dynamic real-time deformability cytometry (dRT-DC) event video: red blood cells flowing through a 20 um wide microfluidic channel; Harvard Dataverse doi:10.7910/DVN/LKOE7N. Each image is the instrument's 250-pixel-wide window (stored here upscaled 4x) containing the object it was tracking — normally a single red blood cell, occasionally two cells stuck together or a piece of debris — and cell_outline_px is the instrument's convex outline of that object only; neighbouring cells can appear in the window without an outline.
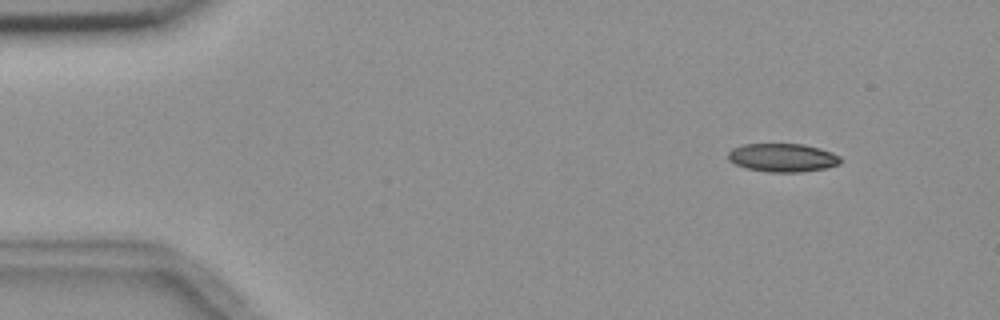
{"species": "common noctule bat (a hibernating species)", "species_latin": "Nyctalus noctula", "temperature_condition": "room temperature", "stored_images_in_passage": 6, "camera_frame_rate_fps": 3000, "um_per_image_px": 0.085, "animal": {"sex": "female", "body_mass_g": 18.4}, "frame": {"image": 1, "passage_image": 2, "time_ms": 1.0, "image_size_px": [1000, 320], "cell_outline_px": [[840, 164], [824, 168], [800, 172], [768, 172], [744, 168], [728, 160], [728, 152], [732, 148], [744, 144], [804, 144], [820, 148], [832, 152], [840, 156]], "centroid_in_image_um": [66.5, 13.4], "position_along_channel_um": 18.5, "area_um2": 18.67}}
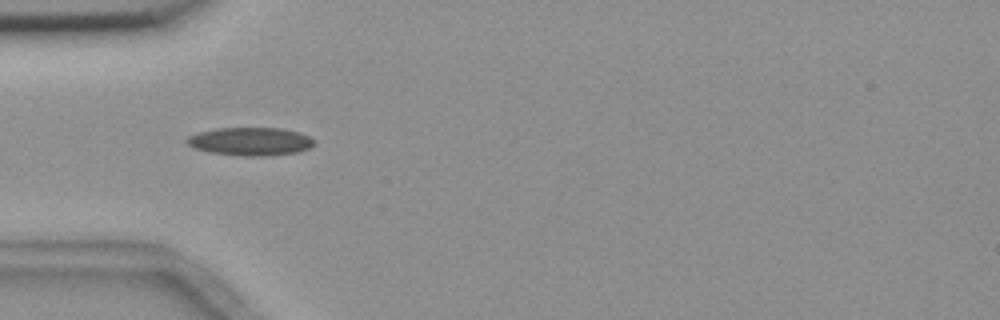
{"frame": {"image": 2, "passage_image": 5, "time_ms": 4.667, "image_size_px": [1000, 320], "cell_outline_px": [[316, 144], [308, 148], [296, 152], [264, 156], [244, 156], [208, 152], [196, 148], [188, 144], [184, 140], [188, 136], [196, 132], [216, 128], [280, 128], [300, 132], [316, 140]], "centroid_in_image_um": [21.27, 12.01], "position_along_channel_um": 63.7, "area_um2": 20.98}}